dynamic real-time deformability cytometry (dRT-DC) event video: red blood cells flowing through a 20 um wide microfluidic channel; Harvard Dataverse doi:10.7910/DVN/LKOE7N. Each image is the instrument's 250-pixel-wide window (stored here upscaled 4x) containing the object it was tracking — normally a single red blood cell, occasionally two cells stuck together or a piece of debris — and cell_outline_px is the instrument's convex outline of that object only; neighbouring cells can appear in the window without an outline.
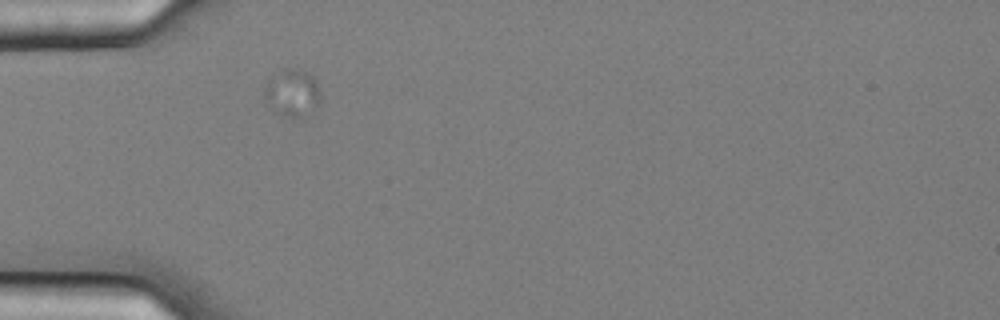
{"species": "common noctule bat (a hibernating species)", "species_latin": "Nyctalus noctula", "temperature_condition": "cold", "stored_images_in_passage": 11, "segment_of_instrument_passage": [1, 2], "camera_frame_rate_fps": 3000, "um_per_image_px": 0.085, "animal": {"sex": "female", "body_mass_g": 25.1}, "frame": {"image": 1, "passage_image": 1, "time_ms": 0.0, "image_size_px": [1000, 320], "cell_outline_px": [[320, 96], [316, 104], [304, 120], [280, 116], [264, 96], [264, 88], [268, 80], [284, 68], [300, 68], [312, 76], [316, 80], [320, 92]], "centroid_in_image_um": [24.86, 7.91], "position_along_channel_um": 60.1, "area_um2": 15.49}}